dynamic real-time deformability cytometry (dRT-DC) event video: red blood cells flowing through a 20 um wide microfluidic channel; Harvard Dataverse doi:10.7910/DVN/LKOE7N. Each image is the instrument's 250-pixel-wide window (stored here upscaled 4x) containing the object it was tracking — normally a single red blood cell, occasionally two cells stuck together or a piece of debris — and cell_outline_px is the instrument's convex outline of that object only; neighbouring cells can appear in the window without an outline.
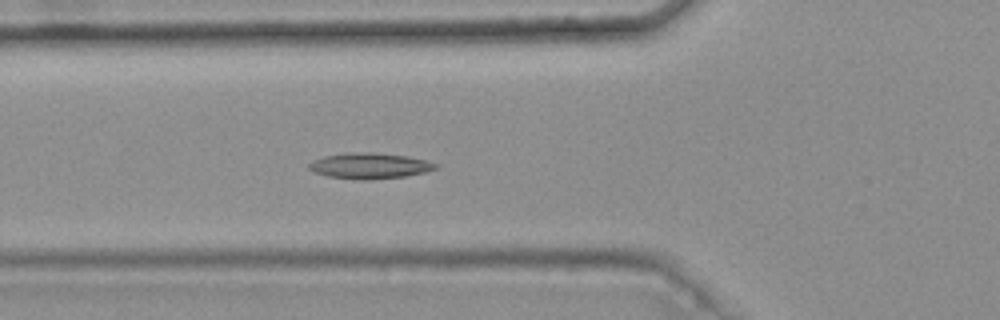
{"species": "common noctule bat (a hibernating species)", "species_latin": "Nyctalus noctula", "temperature_condition": "warm", "stored_images_in_passage": 5, "camera_frame_rate_fps": 3000, "um_per_image_px": 0.085, "animal": {"sex": "female", "body_mass_g": 25.1}, "frame": {"image": 1, "passage_image": 5, "time_ms": 1.333, "image_size_px": [1000, 320], "cell_outline_px": [[440, 164], [436, 168], [424, 172], [404, 176], [368, 180], [360, 180], [328, 176], [312, 172], [308, 168], [308, 164], [312, 160], [324, 156], [356, 152], [372, 152], [404, 156], [424, 160]], "centroid_in_image_um": [31.37, 14.1], "position_along_channel_um": 94.4, "area_um2": 18.84}}